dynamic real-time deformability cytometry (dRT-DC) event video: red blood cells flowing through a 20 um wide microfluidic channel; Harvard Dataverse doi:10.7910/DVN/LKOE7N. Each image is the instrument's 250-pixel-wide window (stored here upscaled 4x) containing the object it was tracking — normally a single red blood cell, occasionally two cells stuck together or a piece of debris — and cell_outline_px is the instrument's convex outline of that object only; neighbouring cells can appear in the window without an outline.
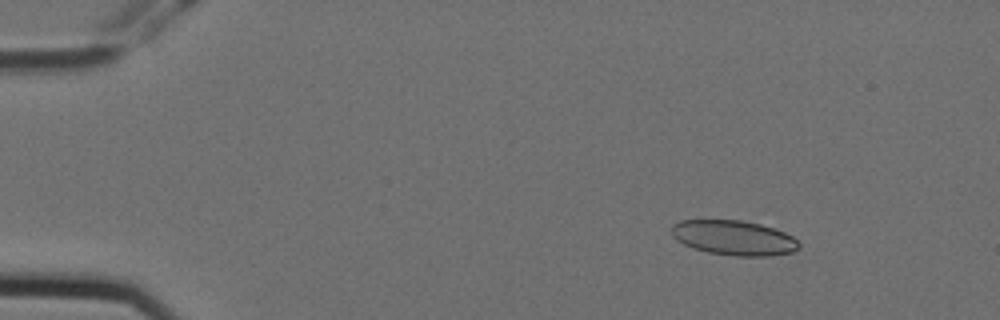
{"species": "Egyptian fruit bat (a non-hibernating species)", "species_latin": "Rousettus aegyptiacus", "temperature_condition": "cold", "stored_images_in_passage": 9, "camera_frame_rate_fps": 3000, "um_per_image_px": 0.085, "animal": {"sex": "female"}, "frame": {"image": 1, "passage_image": 1, "time_ms": 0.0, "image_size_px": [1000, 320], "cell_outline_px": [[800, 244], [792, 252], [772, 256], [736, 256], [708, 252], [692, 248], [676, 240], [672, 236], [672, 224], [680, 220], [744, 220], [776, 228], [792, 236]], "centroid_in_image_um": [62.36, 20.2], "position_along_channel_um": 22.6, "area_um2": 25.95}}
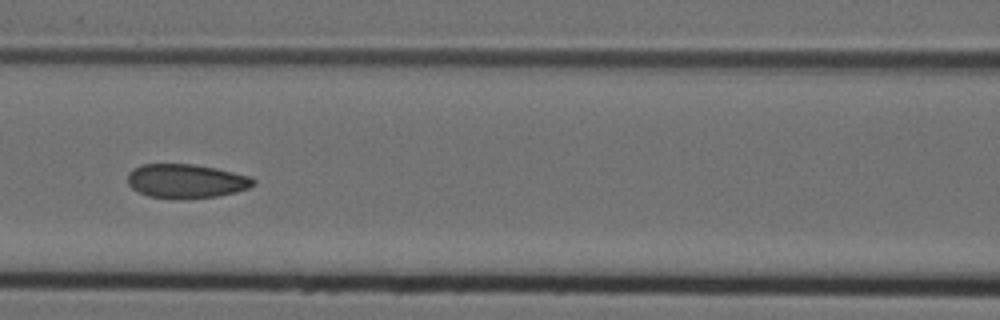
{"frame": {"image": 2, "passage_image": 6, "time_ms": 1.667, "image_size_px": [1000, 320], "cell_outline_px": [[256, 184], [248, 188], [236, 192], [216, 196], [148, 196], [132, 188], [128, 184], [128, 172], [132, 168], [140, 164], [192, 164], [216, 168], [252, 176], [256, 180]], "centroid_in_image_um": [15.85, 15.34], "position_along_channel_um": 150.8, "area_um2": 24.33}}
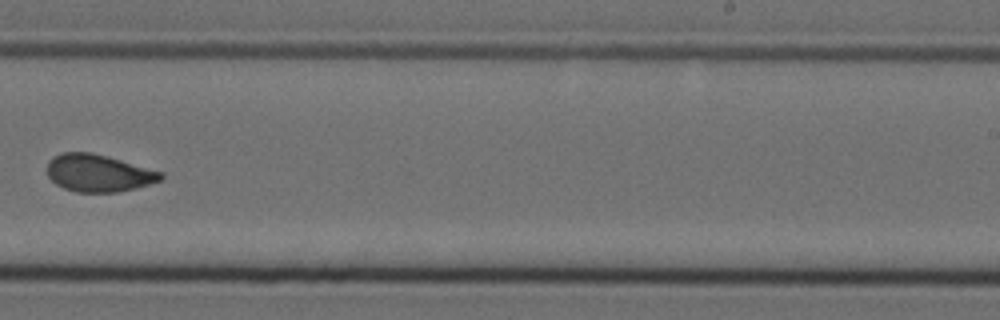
{"frame": {"image": 3, "passage_image": 9, "time_ms": 2.667, "image_size_px": [1000, 320], "cell_outline_px": [[164, 176], [160, 180], [136, 188], [116, 192], [76, 192], [64, 188], [56, 184], [48, 176], [48, 160], [52, 156], [64, 152], [92, 152], [164, 172]], "centroid_in_image_um": [8.36, 14.7], "position_along_channel_um": 280.6, "area_um2": 24.68}}